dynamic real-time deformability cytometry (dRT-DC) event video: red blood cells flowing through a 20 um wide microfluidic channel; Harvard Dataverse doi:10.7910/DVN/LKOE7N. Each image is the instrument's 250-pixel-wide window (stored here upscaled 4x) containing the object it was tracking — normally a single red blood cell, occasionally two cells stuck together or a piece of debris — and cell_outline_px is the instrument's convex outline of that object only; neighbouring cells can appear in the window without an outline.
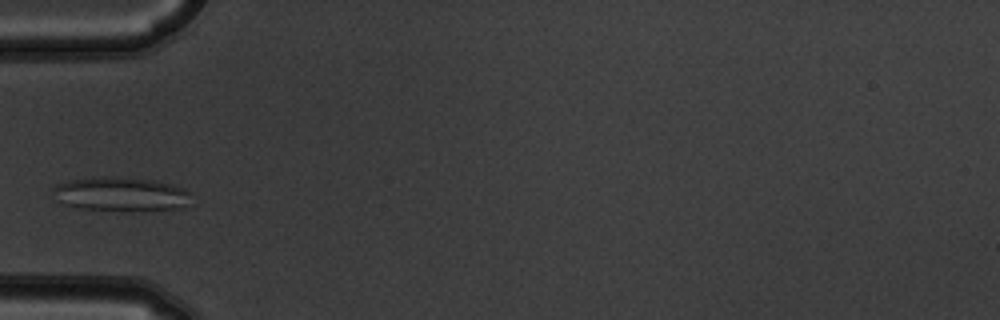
{"species": "common noctule bat (a hibernating species)", "species_latin": "Nyctalus noctula", "temperature_condition": "warm", "stored_images_in_passage": 4, "camera_frame_rate_fps": 3000, "um_per_image_px": 0.085, "animal": {"sex": "male", "body_mass_g": 19.5, "forearm_length_mm": 54.6}, "frame": {"image": 1, "passage_image": 3, "time_ms": 0.667, "image_size_px": [1000, 320], "cell_outline_px": [[192, 192], [188, 204], [184, 208], [124, 212], [80, 208], [60, 204], [56, 200], [52, 188], [56, 184], [68, 180], [92, 176], [116, 176], [152, 180], [172, 184], [184, 188]], "centroid_in_image_um": [10.26, 16.51], "position_along_channel_um": 74.7, "area_um2": 28.44}}
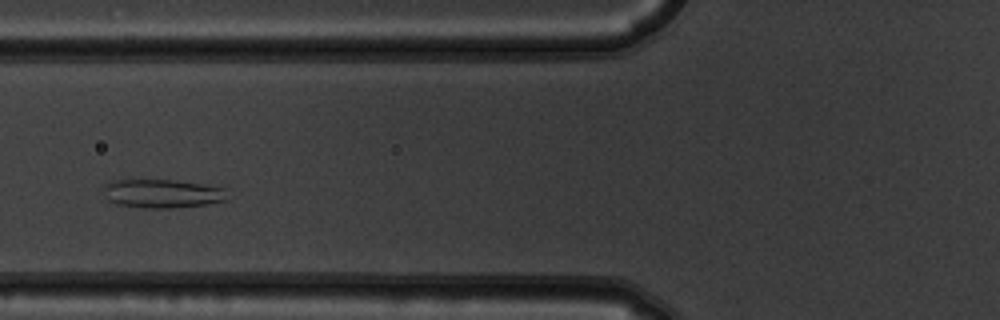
{"frame": {"image": 2, "passage_image": 4, "time_ms": 1.0, "image_size_px": [1000, 320], "cell_outline_px": [[224, 200], [204, 204], [176, 208], [140, 208], [116, 204], [108, 200], [104, 188], [104, 184], [112, 180], [176, 180], [224, 188]], "centroid_in_image_um": [13.71, 16.46], "position_along_channel_um": 112.1, "area_um2": 20.4}}